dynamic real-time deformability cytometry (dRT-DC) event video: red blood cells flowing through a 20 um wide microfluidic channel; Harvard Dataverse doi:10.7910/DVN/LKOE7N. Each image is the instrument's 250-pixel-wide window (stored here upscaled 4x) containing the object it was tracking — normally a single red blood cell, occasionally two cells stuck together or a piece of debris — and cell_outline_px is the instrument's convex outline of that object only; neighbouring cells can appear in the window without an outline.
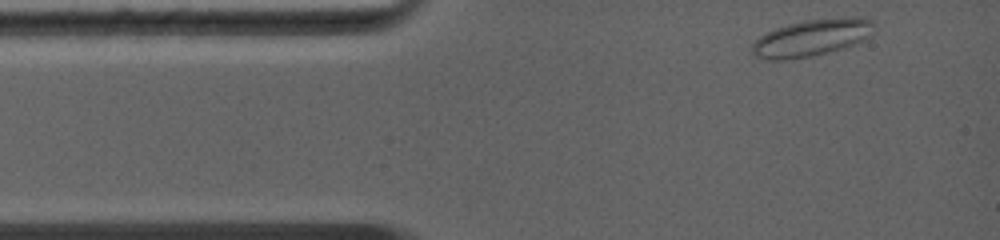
{"species": "common noctule bat (a hibernating species)", "species_latin": "Nyctalus noctula", "temperature_condition": "warm", "stored_images_in_passage": 32, "camera_frame_rate_fps": 5000, "um_per_image_px": 0.085, "animal": {"sex": "female", "body_mass_g": 19.0, "forearm_length_mm": 56.7}, "frame": {"image": 1, "passage_image": 1, "time_ms": 0.0, "image_size_px": [1000, 240], "cell_outline_px": [[872, 24], [868, 36], [864, 40], [844, 48], [812, 56], [784, 60], [768, 60], [756, 56], [752, 52], [752, 44], [760, 36], [776, 28], [788, 24], [804, 20], [852, 16], [860, 16], [872, 20]], "centroid_in_image_um": [68.98, 3.2], "position_along_channel_um": 16.0, "area_um2": 26.07}}
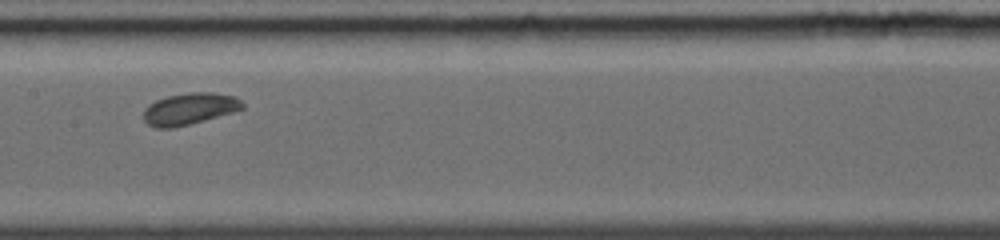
{"frame": {"image": 2, "passage_image": 15, "time_ms": 5.0, "image_size_px": [1000, 240], "cell_outline_px": [[244, 108], [232, 112], [204, 120], [172, 128], [156, 128], [148, 124], [144, 120], [144, 108], [148, 104], [156, 100], [168, 96], [188, 92], [212, 92], [236, 96], [244, 104]], "centroid_in_image_um": [16.1, 9.23], "position_along_channel_um": 191.3, "area_um2": 18.21}}
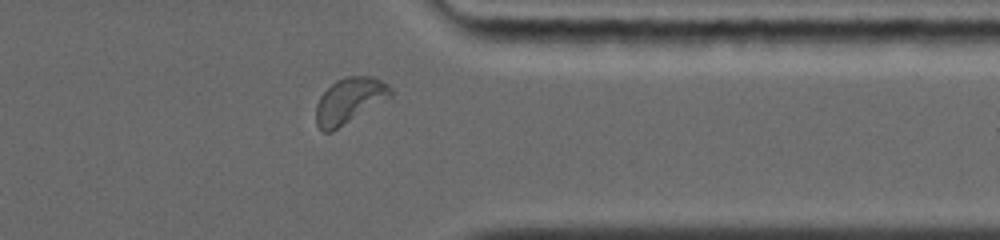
{"frame": {"image": 3, "passage_image": 28, "time_ms": 9.4, "image_size_px": [1000, 240], "cell_outline_px": [[392, 96], [332, 132], [324, 132], [316, 124], [316, 104], [320, 96], [336, 80], [344, 76], [372, 76], [388, 84], [392, 88]], "centroid_in_image_um": [29.7, 8.54], "position_along_channel_um": 381.7, "area_um2": 19.77}, "authors_computed_cell_mechanics": {"area_um2": 18.2648, "velocity_mm_per_s": 4.3958, "shape_relaxation_time_tau1_ms": null, "shape_relaxation_time_tau2_ms": 6.5727, "deformation_change_tau1": null, "deformation_change_tau2": 0.1099}}